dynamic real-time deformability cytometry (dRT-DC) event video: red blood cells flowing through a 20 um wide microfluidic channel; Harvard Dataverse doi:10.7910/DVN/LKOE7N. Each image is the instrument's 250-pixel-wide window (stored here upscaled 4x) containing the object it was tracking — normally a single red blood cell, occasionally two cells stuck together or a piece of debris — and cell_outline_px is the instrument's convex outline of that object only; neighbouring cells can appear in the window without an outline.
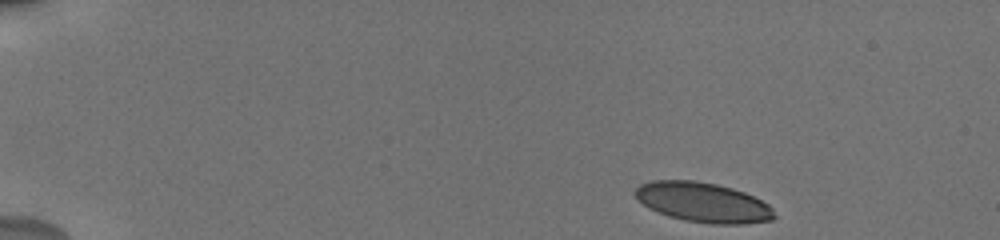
{"species": "human", "species_latin": "Homo sapiens", "temperature_condition": "cold", "stored_images_in_passage": 36, "camera_frame_rate_fps": 3000, "um_per_image_px": 0.085, "donor": {"sex": "male"}, "frame": {"image": 1, "passage_image": 1, "time_ms": 0.0, "image_size_px": [1000, 240], "cell_outline_px": [[776, 216], [772, 220], [744, 224], [712, 224], [684, 220], [668, 216], [648, 208], [636, 196], [636, 188], [640, 184], [652, 180], [696, 180], [716, 184], [732, 188], [744, 192], [768, 204], [772, 208]], "centroid_in_image_um": [59.77, 17.2], "position_along_channel_um": 25.2, "area_um2": 32.19}}
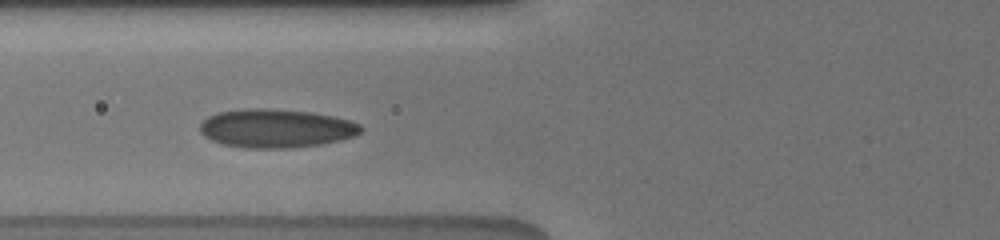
{"frame": {"image": 2, "passage_image": 15, "time_ms": 5.0, "image_size_px": [1000, 240], "cell_outline_px": [[364, 128], [360, 132], [352, 136], [340, 140], [320, 144], [288, 148], [244, 148], [224, 144], [212, 140], [204, 136], [200, 132], [200, 124], [208, 116], [216, 112], [244, 108], [268, 108], [312, 112], [332, 116], [348, 120], [360, 124]], "centroid_in_image_um": [23.43, 10.9], "position_along_channel_um": 102.4, "area_um2": 36.24}}
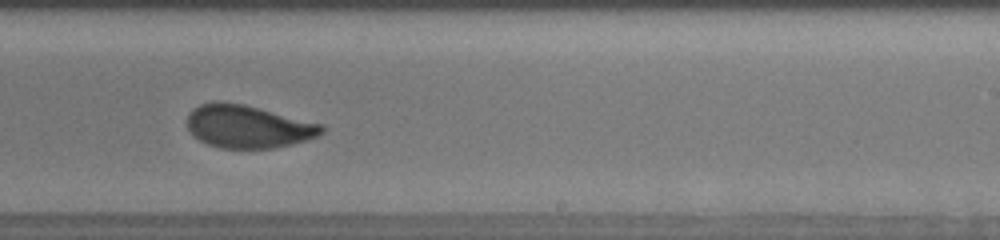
{"frame": {"image": 3, "passage_image": 27, "time_ms": 9.333, "image_size_px": [1000, 240], "cell_outline_px": [[324, 132], [316, 136], [292, 144], [272, 148], [220, 148], [208, 144], [192, 136], [188, 128], [188, 116], [192, 108], [200, 104], [212, 100], [220, 100], [244, 104], [324, 124]], "centroid_in_image_um": [21.05, 10.73], "position_along_channel_um": 267.9, "area_um2": 33.81}, "authors_computed_cell_mechanics": {"area_um2": 33.9575, "velocity_mm_per_s": 3.8266, "shape_relaxation_time_tau1_ms": 6.6986, "shape_relaxation_time_tau2_ms": 0.7823, "deformation_change_tau1": 0.1609, "deformation_change_tau2": 0.0692}}